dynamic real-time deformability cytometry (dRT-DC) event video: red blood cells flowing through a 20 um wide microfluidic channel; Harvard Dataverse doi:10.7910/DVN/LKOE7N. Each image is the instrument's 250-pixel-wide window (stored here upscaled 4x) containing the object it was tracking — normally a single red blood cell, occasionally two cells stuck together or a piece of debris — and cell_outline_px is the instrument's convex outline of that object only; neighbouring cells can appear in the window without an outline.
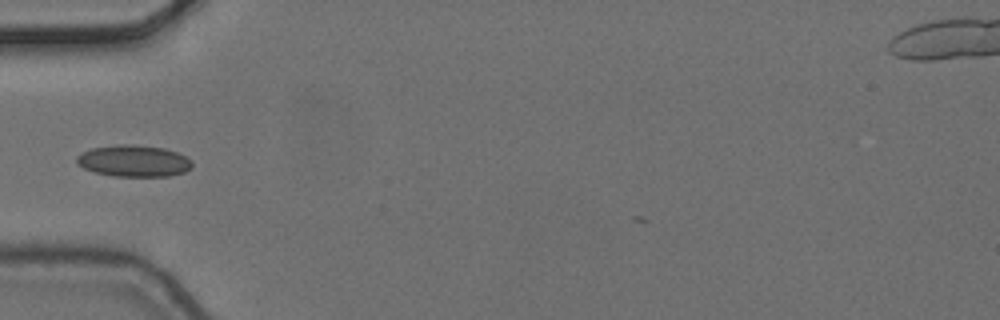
{"species": "common noctule bat (a hibernating species)", "species_latin": "Nyctalus noctula", "temperature_condition": "cold", "stored_images_in_passage": 1, "camera_frame_rate_fps": 3000, "um_per_image_px": 0.085, "animal": {"sex": "female", "body_mass_g": 24.6, "forearm_length_mm": 56.2}, "frame": {"image": 1, "passage_image": 1, "time_ms": 0.0, "image_size_px": [1000, 320], "cell_outline_px": [[192, 168], [184, 172], [168, 176], [112, 176], [96, 172], [84, 168], [76, 164], [76, 156], [80, 152], [92, 148], [120, 144], [128, 144], [164, 148], [176, 152], [192, 160]], "centroid_in_image_um": [11.34, 13.68], "position_along_channel_um": 73.7, "area_um2": 21.27}}